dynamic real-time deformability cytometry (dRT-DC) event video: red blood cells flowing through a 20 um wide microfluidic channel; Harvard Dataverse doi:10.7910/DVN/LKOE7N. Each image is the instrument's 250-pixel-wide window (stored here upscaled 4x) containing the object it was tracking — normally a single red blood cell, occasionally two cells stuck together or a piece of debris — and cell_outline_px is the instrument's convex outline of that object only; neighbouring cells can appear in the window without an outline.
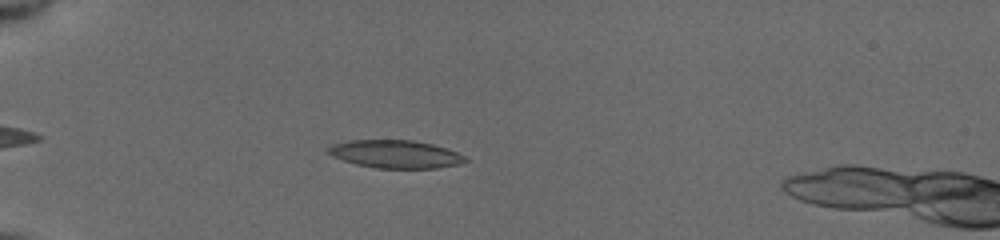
{"species": "common noctule bat (a hibernating species)", "species_latin": "Nyctalus noctula", "temperature_condition": "cold", "stored_images_in_passage": 14, "camera_frame_rate_fps": 3000, "um_per_image_px": 0.085, "animal": {"sex": "female", "body_mass_g": 19.5, "forearm_length_mm": 54.1}, "frame": {"image": 1, "passage_image": 6, "time_ms": 2.0, "image_size_px": [1000, 240], "cell_outline_px": [[472, 160], [460, 164], [436, 168], [376, 168], [356, 164], [332, 156], [324, 152], [324, 148], [332, 144], [348, 140], [412, 140], [432, 144], [456, 152]], "centroid_in_image_um": [33.57, 13.1], "position_along_channel_um": 51.4, "area_um2": 22.48}}
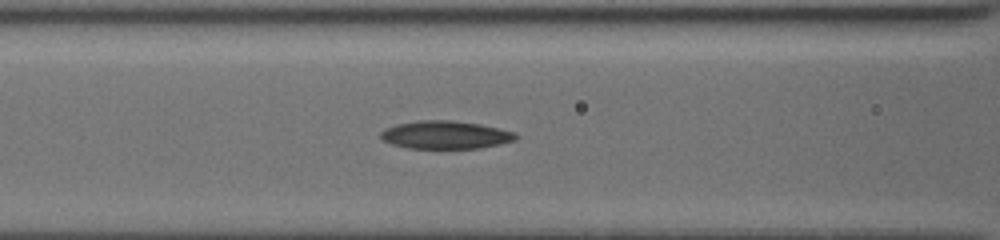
{"frame": {"image": 2, "passage_image": 11, "time_ms": 4.667, "image_size_px": [1000, 240], "cell_outline_px": [[520, 136], [516, 140], [500, 144], [480, 148], [408, 148], [392, 144], [380, 140], [380, 132], [396, 124], [420, 120], [448, 120], [480, 124], [516, 132]], "centroid_in_image_um": [37.88, 11.47], "position_along_channel_um": 128.7, "area_um2": 22.08}}
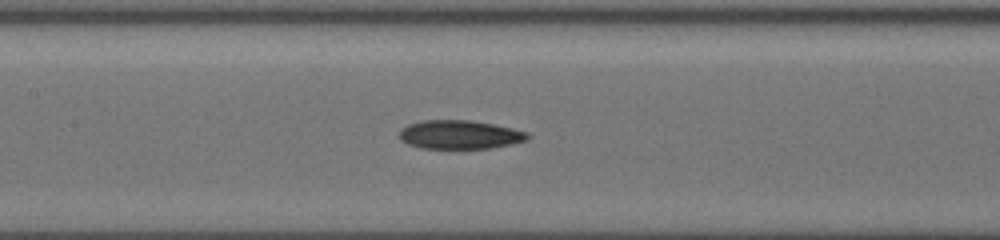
{"frame": {"image": 3, "passage_image": 13, "time_ms": 5.667, "image_size_px": [1000, 240], "cell_outline_px": [[532, 136], [528, 140], [512, 144], [492, 148], [420, 148], [408, 144], [400, 140], [400, 128], [408, 124], [424, 120], [468, 120], [492, 124], [512, 128], [528, 132]], "centroid_in_image_um": [39.1, 11.44], "position_along_channel_um": 168.3, "area_um2": 21.56}}